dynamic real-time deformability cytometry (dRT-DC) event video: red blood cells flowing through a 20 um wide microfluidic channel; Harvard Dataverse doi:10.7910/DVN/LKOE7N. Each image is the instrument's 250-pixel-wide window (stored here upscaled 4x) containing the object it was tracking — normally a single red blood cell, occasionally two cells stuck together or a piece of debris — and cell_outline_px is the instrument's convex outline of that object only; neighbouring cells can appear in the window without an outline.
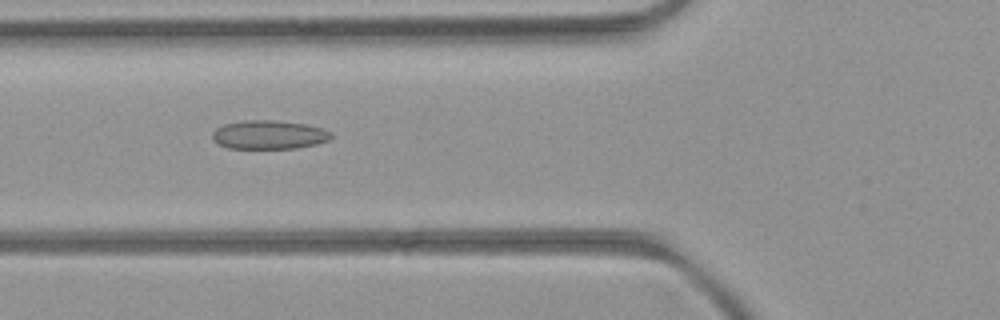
{"species": "common noctule bat (a hibernating species)", "species_latin": "Nyctalus noctula", "temperature_condition": "room temperature", "stored_images_in_passage": 41, "camera_frame_rate_fps": 3000, "um_per_image_px": 0.085, "animal": {"sex": "female", "body_mass_g": 21.9}, "frame": {"image": 1, "passage_image": 9, "time_ms": 2.667, "image_size_px": [1000, 320], "cell_outline_px": [[332, 136], [328, 140], [316, 144], [296, 148], [228, 148], [212, 140], [212, 132], [216, 128], [224, 124], [244, 120], [272, 120], [304, 124], [324, 128], [332, 132]], "centroid_in_image_um": [22.86, 11.45], "position_along_channel_um": 102.9, "area_um2": 19.88}}
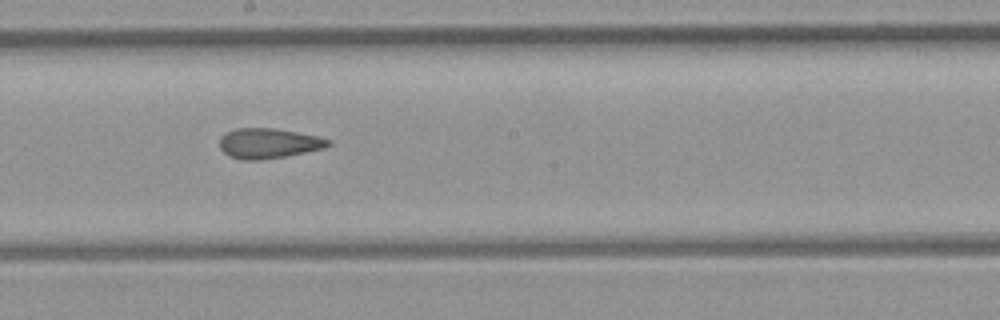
{"frame": {"image": 2, "passage_image": 18, "time_ms": 5.667, "image_size_px": [1000, 320], "cell_outline_px": [[332, 144], [324, 148], [284, 156], [260, 160], [240, 160], [228, 156], [220, 148], [220, 136], [236, 128], [276, 128], [316, 136], [328, 140]], "centroid_in_image_um": [22.78, 12.18], "position_along_channel_um": 225.4, "area_um2": 18.9}}
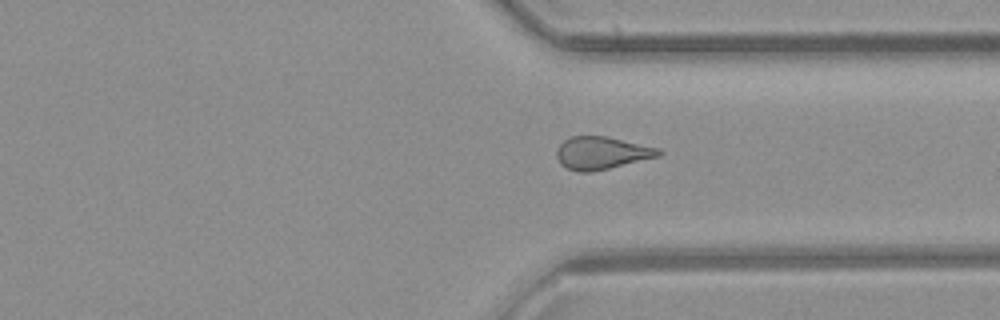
{"frame": {"image": 3, "passage_image": 28, "time_ms": 9.0, "image_size_px": [1000, 320], "cell_outline_px": [[664, 152], [660, 156], [592, 172], [580, 172], [568, 168], [560, 164], [556, 156], [556, 152], [560, 144], [564, 140], [572, 136], [608, 136], [660, 148]], "centroid_in_image_um": [51.17, 12.99], "position_along_channel_um": 360.2, "area_um2": 19.48}, "authors_computed_cell_mechanics": {"area_um2": 19.4208, "velocity_mm_per_s": 4.0585, "shape_relaxation_time_tau1_ms": null, "shape_relaxation_time_tau2_ms": 2.9061, "deformation_change_tau1": null, "deformation_change_tau2": 0.1149}}